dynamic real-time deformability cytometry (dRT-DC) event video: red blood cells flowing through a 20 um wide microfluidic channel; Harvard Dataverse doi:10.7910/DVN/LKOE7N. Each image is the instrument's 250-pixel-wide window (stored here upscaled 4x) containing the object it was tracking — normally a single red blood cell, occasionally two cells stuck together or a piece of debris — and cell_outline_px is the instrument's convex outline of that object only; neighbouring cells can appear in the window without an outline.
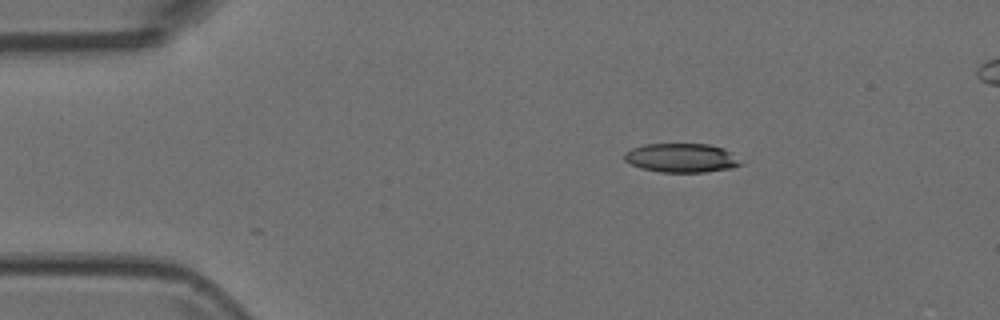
{"species": "Egyptian fruit bat (a non-hibernating species)", "species_latin": "Rousettus aegyptiacus", "temperature_condition": "room temperature", "stored_images_in_passage": 2, "camera_frame_rate_fps": 3000, "um_per_image_px": 0.085, "animal": {"sex": "female"}, "frame": {"image": 1, "passage_image": 2, "time_ms": 0.333, "image_size_px": [1000, 320], "cell_outline_px": [[744, 164], [732, 168], [704, 172], [660, 172], [640, 168], [624, 160], [624, 152], [632, 148], [644, 144], [708, 144], [724, 148]], "centroid_in_image_um": [57.9, 13.42], "position_along_channel_um": 27.1, "area_um2": 19.65}}